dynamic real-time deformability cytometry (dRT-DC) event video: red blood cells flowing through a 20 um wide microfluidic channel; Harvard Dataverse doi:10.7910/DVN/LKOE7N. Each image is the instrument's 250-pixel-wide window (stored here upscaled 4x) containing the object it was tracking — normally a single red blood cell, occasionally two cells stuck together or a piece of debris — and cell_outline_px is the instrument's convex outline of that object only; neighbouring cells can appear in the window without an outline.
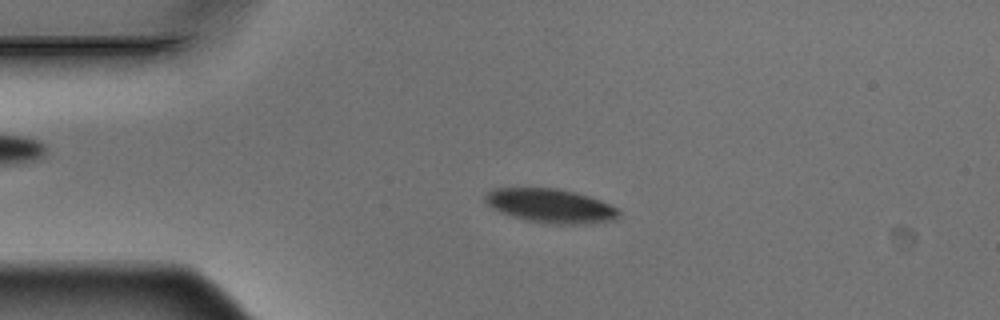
{"species": "Egyptian fruit bat (a non-hibernating species)", "species_latin": "Rousettus aegyptiacus", "temperature_condition": "warm", "stored_images_in_passage": 4, "camera_frame_rate_fps": 3000, "um_per_image_px": 0.085, "animal": {"sex": "male"}, "frame": {"image": 1, "passage_image": 3, "time_ms": 0.667, "image_size_px": [1000, 320], "cell_outline_px": [[620, 216], [616, 220], [592, 224], [556, 224], [528, 220], [512, 216], [500, 212], [492, 208], [484, 200], [484, 196], [492, 188], [556, 188], [576, 192], [600, 200], [616, 208], [620, 212]], "centroid_in_image_um": [46.82, 17.5], "position_along_channel_um": 38.2, "area_um2": 26.53}}